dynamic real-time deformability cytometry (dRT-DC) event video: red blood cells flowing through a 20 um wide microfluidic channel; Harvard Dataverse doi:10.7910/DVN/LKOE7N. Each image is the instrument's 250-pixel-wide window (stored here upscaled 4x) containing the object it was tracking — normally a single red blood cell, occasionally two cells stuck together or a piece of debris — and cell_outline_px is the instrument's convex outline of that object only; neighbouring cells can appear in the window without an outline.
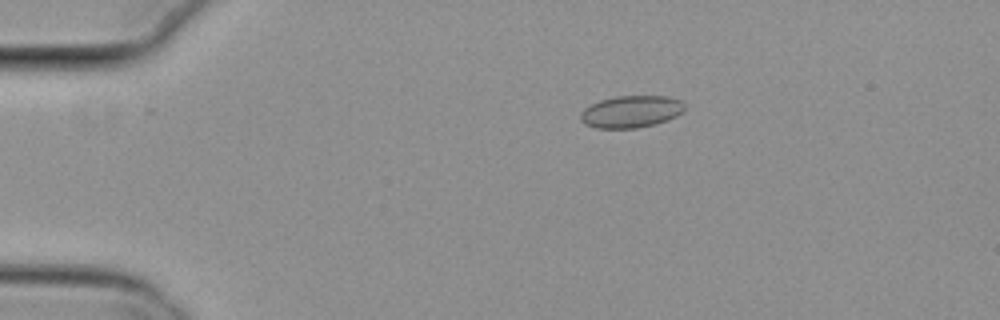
{"species": "common noctule bat (a hibernating species)", "species_latin": "Nyctalus noctula", "temperature_condition": "cold", "stored_images_in_passage": 56, "camera_frame_rate_fps": 3000, "um_per_image_px": 0.085, "animal": {"sex": "female", "body_mass_g": 29.2, "forearm_length_mm": 56.3}, "frame": {"image": 1, "passage_image": 12, "time_ms": 3.667, "image_size_px": [1000, 320], "cell_outline_px": [[684, 112], [668, 120], [656, 124], [636, 128], [596, 128], [584, 124], [580, 120], [580, 112], [584, 108], [600, 100], [616, 96], [668, 96], [680, 100], [684, 104]], "centroid_in_image_um": [53.64, 9.49], "position_along_channel_um": 31.4, "area_um2": 19.59}}
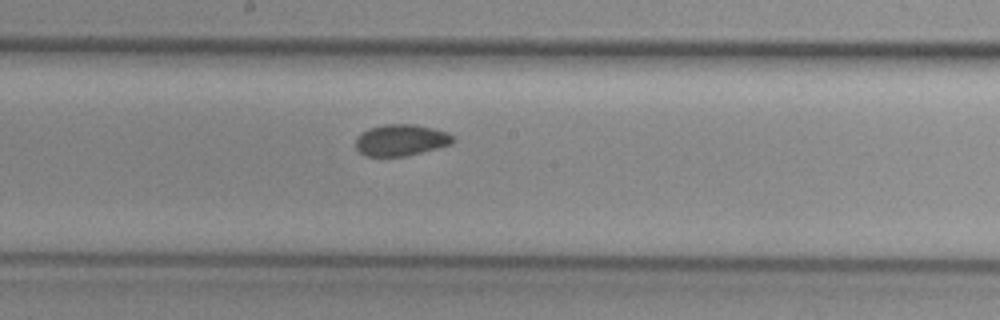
{"frame": {"image": 2, "passage_image": 31, "time_ms": 10.0, "image_size_px": [1000, 320], "cell_outline_px": [[456, 140], [452, 144], [404, 156], [364, 156], [356, 148], [356, 136], [368, 128], [384, 124], [412, 124], [432, 128], [448, 132]], "centroid_in_image_um": [34.06, 11.9], "position_along_channel_um": 214.1, "area_um2": 17.8}}
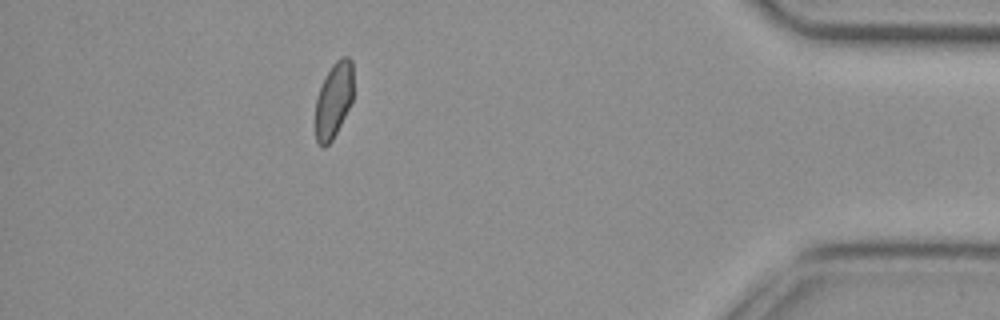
{"frame": {"image": 3, "passage_image": 50, "time_ms": 16.333, "image_size_px": [1000, 320], "cell_outline_px": [[352, 100], [332, 140], [324, 148], [316, 140], [316, 96], [324, 76], [332, 64], [340, 56], [348, 56], [352, 60]], "centroid_in_image_um": [28.35, 8.45], "position_along_channel_um": 406.9, "area_um2": 16.59}, "authors_computed_cell_mechanics": {"area_um2": 18.2937, "velocity_mm_per_s": 3.8097, "shape_relaxation_time_tau1_ms": 4.9042, "shape_relaxation_time_tau2_ms": 3.0673, "deformation_change_tau1": 0.0624, "deformation_change_tau2": 0.0597}}